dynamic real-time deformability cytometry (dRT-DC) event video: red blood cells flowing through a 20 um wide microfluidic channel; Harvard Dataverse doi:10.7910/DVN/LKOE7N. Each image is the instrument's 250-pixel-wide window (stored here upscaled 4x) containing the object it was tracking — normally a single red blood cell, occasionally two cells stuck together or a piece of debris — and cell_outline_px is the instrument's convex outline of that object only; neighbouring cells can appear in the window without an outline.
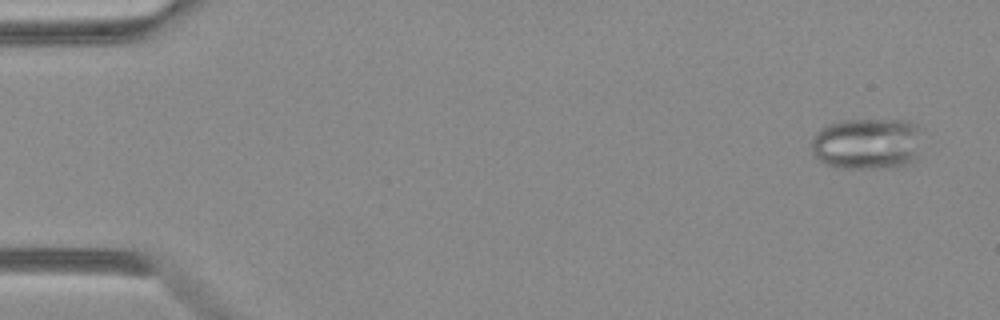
{"species": "Egyptian fruit bat (a non-hibernating species)", "species_latin": "Rousettus aegyptiacus", "temperature_condition": "warm", "stored_images_in_passage": 49, "camera_frame_rate_fps": 3000, "um_per_image_px": 0.085, "animal": {"sex": "female"}, "frame": {"image": 1, "passage_image": 3, "time_ms": 0.667, "image_size_px": [1000, 320], "cell_outline_px": [[916, 160], [908, 164], [880, 168], [832, 168], [820, 160], [812, 152], [812, 140], [824, 128], [832, 124], [844, 120], [904, 120], [912, 124], [916, 128]], "centroid_in_image_um": [73.64, 12.24], "position_along_channel_um": 11.4, "area_um2": 32.25}}
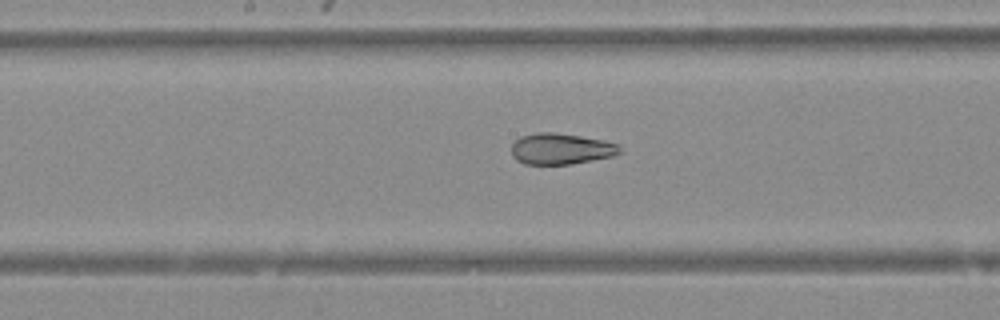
{"frame": {"image": 2, "passage_image": 26, "time_ms": 8.333, "image_size_px": [1000, 320], "cell_outline_px": [[624, 152], [612, 156], [572, 164], [524, 164], [516, 160], [512, 156], [512, 144], [520, 136], [536, 132], [552, 132], [580, 136], [604, 140], [620, 144]], "centroid_in_image_um": [47.71, 12.65], "position_along_channel_um": 200.5, "area_um2": 19.83}}
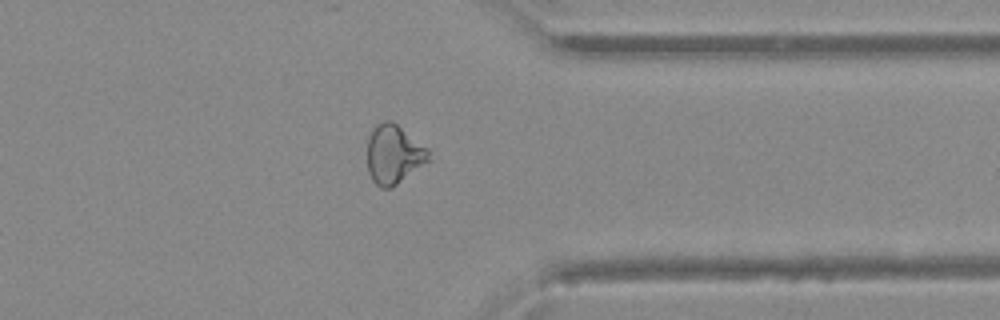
{"frame": {"image": 3, "passage_image": 39, "time_ms": 12.667, "image_size_px": [1000, 320], "cell_outline_px": [[432, 160], [392, 188], [380, 188], [372, 180], [368, 172], [368, 140], [372, 128], [376, 124], [384, 120], [392, 120], [428, 148]], "centroid_in_image_um": [33.49, 13.13], "position_along_channel_um": 377.9, "area_um2": 21.5}}